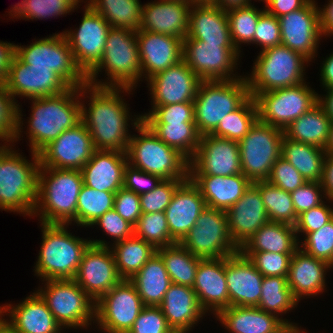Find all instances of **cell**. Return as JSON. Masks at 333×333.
I'll use <instances>...</instances> for the list:
<instances>
[{
	"label": "cell",
	"instance_id": "37",
	"mask_svg": "<svg viewBox=\"0 0 333 333\" xmlns=\"http://www.w3.org/2000/svg\"><path fill=\"white\" fill-rule=\"evenodd\" d=\"M299 248L295 226L268 221L239 249L240 252L294 254Z\"/></svg>",
	"mask_w": 333,
	"mask_h": 333
},
{
	"label": "cell",
	"instance_id": "67",
	"mask_svg": "<svg viewBox=\"0 0 333 333\" xmlns=\"http://www.w3.org/2000/svg\"><path fill=\"white\" fill-rule=\"evenodd\" d=\"M321 184L327 197L326 201L333 202V155H326Z\"/></svg>",
	"mask_w": 333,
	"mask_h": 333
},
{
	"label": "cell",
	"instance_id": "38",
	"mask_svg": "<svg viewBox=\"0 0 333 333\" xmlns=\"http://www.w3.org/2000/svg\"><path fill=\"white\" fill-rule=\"evenodd\" d=\"M91 244L109 246L114 254L119 276L128 280L157 253V249L152 244L135 235L110 245L109 242L100 239H92Z\"/></svg>",
	"mask_w": 333,
	"mask_h": 333
},
{
	"label": "cell",
	"instance_id": "44",
	"mask_svg": "<svg viewBox=\"0 0 333 333\" xmlns=\"http://www.w3.org/2000/svg\"><path fill=\"white\" fill-rule=\"evenodd\" d=\"M261 288L262 292L257 307L276 315L283 322H288L286 318L283 319L280 316L297 308L299 302L294 298L288 286L287 277L264 276Z\"/></svg>",
	"mask_w": 333,
	"mask_h": 333
},
{
	"label": "cell",
	"instance_id": "10",
	"mask_svg": "<svg viewBox=\"0 0 333 333\" xmlns=\"http://www.w3.org/2000/svg\"><path fill=\"white\" fill-rule=\"evenodd\" d=\"M15 56L30 69L52 70L70 87L80 88L87 84V76L77 66L62 32L32 41L27 46L17 44Z\"/></svg>",
	"mask_w": 333,
	"mask_h": 333
},
{
	"label": "cell",
	"instance_id": "60",
	"mask_svg": "<svg viewBox=\"0 0 333 333\" xmlns=\"http://www.w3.org/2000/svg\"><path fill=\"white\" fill-rule=\"evenodd\" d=\"M297 217L327 199L321 182H306L290 192Z\"/></svg>",
	"mask_w": 333,
	"mask_h": 333
},
{
	"label": "cell",
	"instance_id": "70",
	"mask_svg": "<svg viewBox=\"0 0 333 333\" xmlns=\"http://www.w3.org/2000/svg\"><path fill=\"white\" fill-rule=\"evenodd\" d=\"M324 91L325 95L318 94V103L324 108L330 121L333 122V88Z\"/></svg>",
	"mask_w": 333,
	"mask_h": 333
},
{
	"label": "cell",
	"instance_id": "50",
	"mask_svg": "<svg viewBox=\"0 0 333 333\" xmlns=\"http://www.w3.org/2000/svg\"><path fill=\"white\" fill-rule=\"evenodd\" d=\"M17 99L6 90L5 85H0V141L4 145L22 140L23 129L22 110ZM9 142V143H8Z\"/></svg>",
	"mask_w": 333,
	"mask_h": 333
},
{
	"label": "cell",
	"instance_id": "20",
	"mask_svg": "<svg viewBox=\"0 0 333 333\" xmlns=\"http://www.w3.org/2000/svg\"><path fill=\"white\" fill-rule=\"evenodd\" d=\"M238 141L207 134L189 161V176H230L241 174Z\"/></svg>",
	"mask_w": 333,
	"mask_h": 333
},
{
	"label": "cell",
	"instance_id": "27",
	"mask_svg": "<svg viewBox=\"0 0 333 333\" xmlns=\"http://www.w3.org/2000/svg\"><path fill=\"white\" fill-rule=\"evenodd\" d=\"M13 305L0 306V315L9 316L6 321L14 333H63V328L36 291Z\"/></svg>",
	"mask_w": 333,
	"mask_h": 333
},
{
	"label": "cell",
	"instance_id": "41",
	"mask_svg": "<svg viewBox=\"0 0 333 333\" xmlns=\"http://www.w3.org/2000/svg\"><path fill=\"white\" fill-rule=\"evenodd\" d=\"M281 157L292 164L307 182H321L326 159L324 149L292 141L284 136Z\"/></svg>",
	"mask_w": 333,
	"mask_h": 333
},
{
	"label": "cell",
	"instance_id": "23",
	"mask_svg": "<svg viewBox=\"0 0 333 333\" xmlns=\"http://www.w3.org/2000/svg\"><path fill=\"white\" fill-rule=\"evenodd\" d=\"M6 90L14 97L43 98L60 94L70 86L52 70L30 69L16 56L10 64L5 82Z\"/></svg>",
	"mask_w": 333,
	"mask_h": 333
},
{
	"label": "cell",
	"instance_id": "24",
	"mask_svg": "<svg viewBox=\"0 0 333 333\" xmlns=\"http://www.w3.org/2000/svg\"><path fill=\"white\" fill-rule=\"evenodd\" d=\"M225 277L229 293V307L258 306L264 276L240 251L225 257Z\"/></svg>",
	"mask_w": 333,
	"mask_h": 333
},
{
	"label": "cell",
	"instance_id": "19",
	"mask_svg": "<svg viewBox=\"0 0 333 333\" xmlns=\"http://www.w3.org/2000/svg\"><path fill=\"white\" fill-rule=\"evenodd\" d=\"M94 151L91 134L81 122L49 142L38 157L40 167L81 170Z\"/></svg>",
	"mask_w": 333,
	"mask_h": 333
},
{
	"label": "cell",
	"instance_id": "52",
	"mask_svg": "<svg viewBox=\"0 0 333 333\" xmlns=\"http://www.w3.org/2000/svg\"><path fill=\"white\" fill-rule=\"evenodd\" d=\"M141 119L145 124L195 123L194 102L152 106Z\"/></svg>",
	"mask_w": 333,
	"mask_h": 333
},
{
	"label": "cell",
	"instance_id": "31",
	"mask_svg": "<svg viewBox=\"0 0 333 333\" xmlns=\"http://www.w3.org/2000/svg\"><path fill=\"white\" fill-rule=\"evenodd\" d=\"M333 268L327 262L306 254L298 248L291 257L287 276L288 286L294 298L315 297L322 294L326 287L327 272Z\"/></svg>",
	"mask_w": 333,
	"mask_h": 333
},
{
	"label": "cell",
	"instance_id": "9",
	"mask_svg": "<svg viewBox=\"0 0 333 333\" xmlns=\"http://www.w3.org/2000/svg\"><path fill=\"white\" fill-rule=\"evenodd\" d=\"M250 97L247 79L201 81L194 99L195 125L200 136L211 134L227 114Z\"/></svg>",
	"mask_w": 333,
	"mask_h": 333
},
{
	"label": "cell",
	"instance_id": "2",
	"mask_svg": "<svg viewBox=\"0 0 333 333\" xmlns=\"http://www.w3.org/2000/svg\"><path fill=\"white\" fill-rule=\"evenodd\" d=\"M83 186L81 170L39 167L32 217L40 223L77 225V202ZM39 215V216H38Z\"/></svg>",
	"mask_w": 333,
	"mask_h": 333
},
{
	"label": "cell",
	"instance_id": "45",
	"mask_svg": "<svg viewBox=\"0 0 333 333\" xmlns=\"http://www.w3.org/2000/svg\"><path fill=\"white\" fill-rule=\"evenodd\" d=\"M166 145L176 149L189 161L200 142L195 123L146 124Z\"/></svg>",
	"mask_w": 333,
	"mask_h": 333
},
{
	"label": "cell",
	"instance_id": "71",
	"mask_svg": "<svg viewBox=\"0 0 333 333\" xmlns=\"http://www.w3.org/2000/svg\"><path fill=\"white\" fill-rule=\"evenodd\" d=\"M303 330L304 329L301 330V326L300 328L298 327V324L288 321V322H283L278 328H276L271 333H304L305 331Z\"/></svg>",
	"mask_w": 333,
	"mask_h": 333
},
{
	"label": "cell",
	"instance_id": "11",
	"mask_svg": "<svg viewBox=\"0 0 333 333\" xmlns=\"http://www.w3.org/2000/svg\"><path fill=\"white\" fill-rule=\"evenodd\" d=\"M35 290L64 329H84L95 323V302L73 280H44Z\"/></svg>",
	"mask_w": 333,
	"mask_h": 333
},
{
	"label": "cell",
	"instance_id": "72",
	"mask_svg": "<svg viewBox=\"0 0 333 333\" xmlns=\"http://www.w3.org/2000/svg\"><path fill=\"white\" fill-rule=\"evenodd\" d=\"M251 3L249 0H216L214 5L223 8L224 10L247 5Z\"/></svg>",
	"mask_w": 333,
	"mask_h": 333
},
{
	"label": "cell",
	"instance_id": "49",
	"mask_svg": "<svg viewBox=\"0 0 333 333\" xmlns=\"http://www.w3.org/2000/svg\"><path fill=\"white\" fill-rule=\"evenodd\" d=\"M265 8L257 9L254 4L234 7L226 10L229 22V30L234 47L242 52L241 44H254V33L260 15Z\"/></svg>",
	"mask_w": 333,
	"mask_h": 333
},
{
	"label": "cell",
	"instance_id": "65",
	"mask_svg": "<svg viewBox=\"0 0 333 333\" xmlns=\"http://www.w3.org/2000/svg\"><path fill=\"white\" fill-rule=\"evenodd\" d=\"M310 0H266L265 10L279 18L303 8Z\"/></svg>",
	"mask_w": 333,
	"mask_h": 333
},
{
	"label": "cell",
	"instance_id": "5",
	"mask_svg": "<svg viewBox=\"0 0 333 333\" xmlns=\"http://www.w3.org/2000/svg\"><path fill=\"white\" fill-rule=\"evenodd\" d=\"M69 224L41 223L42 243L33 270L44 280L74 279L91 239L75 236Z\"/></svg>",
	"mask_w": 333,
	"mask_h": 333
},
{
	"label": "cell",
	"instance_id": "21",
	"mask_svg": "<svg viewBox=\"0 0 333 333\" xmlns=\"http://www.w3.org/2000/svg\"><path fill=\"white\" fill-rule=\"evenodd\" d=\"M73 280L94 302L116 286L122 278L111 248L90 244Z\"/></svg>",
	"mask_w": 333,
	"mask_h": 333
},
{
	"label": "cell",
	"instance_id": "36",
	"mask_svg": "<svg viewBox=\"0 0 333 333\" xmlns=\"http://www.w3.org/2000/svg\"><path fill=\"white\" fill-rule=\"evenodd\" d=\"M215 318L229 333H271L283 323L276 315L258 307L230 306Z\"/></svg>",
	"mask_w": 333,
	"mask_h": 333
},
{
	"label": "cell",
	"instance_id": "29",
	"mask_svg": "<svg viewBox=\"0 0 333 333\" xmlns=\"http://www.w3.org/2000/svg\"><path fill=\"white\" fill-rule=\"evenodd\" d=\"M202 309L215 316L229 307V293L225 277V258L202 259L196 270L192 287Z\"/></svg>",
	"mask_w": 333,
	"mask_h": 333
},
{
	"label": "cell",
	"instance_id": "12",
	"mask_svg": "<svg viewBox=\"0 0 333 333\" xmlns=\"http://www.w3.org/2000/svg\"><path fill=\"white\" fill-rule=\"evenodd\" d=\"M284 130L257 119L248 134L238 141L242 173L253 183L269 178L281 156Z\"/></svg>",
	"mask_w": 333,
	"mask_h": 333
},
{
	"label": "cell",
	"instance_id": "25",
	"mask_svg": "<svg viewBox=\"0 0 333 333\" xmlns=\"http://www.w3.org/2000/svg\"><path fill=\"white\" fill-rule=\"evenodd\" d=\"M136 39L142 80L145 78L147 81L183 59V40L178 37L140 29L136 32Z\"/></svg>",
	"mask_w": 333,
	"mask_h": 333
},
{
	"label": "cell",
	"instance_id": "47",
	"mask_svg": "<svg viewBox=\"0 0 333 333\" xmlns=\"http://www.w3.org/2000/svg\"><path fill=\"white\" fill-rule=\"evenodd\" d=\"M116 192L96 190L83 184L77 202V226L90 227L114 208Z\"/></svg>",
	"mask_w": 333,
	"mask_h": 333
},
{
	"label": "cell",
	"instance_id": "46",
	"mask_svg": "<svg viewBox=\"0 0 333 333\" xmlns=\"http://www.w3.org/2000/svg\"><path fill=\"white\" fill-rule=\"evenodd\" d=\"M260 191L269 221L295 226L298 220L290 192L270 184L267 180L253 182Z\"/></svg>",
	"mask_w": 333,
	"mask_h": 333
},
{
	"label": "cell",
	"instance_id": "4",
	"mask_svg": "<svg viewBox=\"0 0 333 333\" xmlns=\"http://www.w3.org/2000/svg\"><path fill=\"white\" fill-rule=\"evenodd\" d=\"M11 145L0 148V209L31 217L37 198L38 153L31 152L28 160Z\"/></svg>",
	"mask_w": 333,
	"mask_h": 333
},
{
	"label": "cell",
	"instance_id": "53",
	"mask_svg": "<svg viewBox=\"0 0 333 333\" xmlns=\"http://www.w3.org/2000/svg\"><path fill=\"white\" fill-rule=\"evenodd\" d=\"M303 239L299 240L300 249L333 267V219L319 230L308 233Z\"/></svg>",
	"mask_w": 333,
	"mask_h": 333
},
{
	"label": "cell",
	"instance_id": "48",
	"mask_svg": "<svg viewBox=\"0 0 333 333\" xmlns=\"http://www.w3.org/2000/svg\"><path fill=\"white\" fill-rule=\"evenodd\" d=\"M258 119V111L254 97L250 96L238 109L227 114L217 128L211 133L213 136L239 141L249 132Z\"/></svg>",
	"mask_w": 333,
	"mask_h": 333
},
{
	"label": "cell",
	"instance_id": "58",
	"mask_svg": "<svg viewBox=\"0 0 333 333\" xmlns=\"http://www.w3.org/2000/svg\"><path fill=\"white\" fill-rule=\"evenodd\" d=\"M128 333H172L159 306H145Z\"/></svg>",
	"mask_w": 333,
	"mask_h": 333
},
{
	"label": "cell",
	"instance_id": "32",
	"mask_svg": "<svg viewBox=\"0 0 333 333\" xmlns=\"http://www.w3.org/2000/svg\"><path fill=\"white\" fill-rule=\"evenodd\" d=\"M126 152L95 150L82 167L83 184L96 190L116 192L123 188Z\"/></svg>",
	"mask_w": 333,
	"mask_h": 333
},
{
	"label": "cell",
	"instance_id": "8",
	"mask_svg": "<svg viewBox=\"0 0 333 333\" xmlns=\"http://www.w3.org/2000/svg\"><path fill=\"white\" fill-rule=\"evenodd\" d=\"M309 61L284 45H277L258 53L252 71L245 75L250 96L305 82V68Z\"/></svg>",
	"mask_w": 333,
	"mask_h": 333
},
{
	"label": "cell",
	"instance_id": "69",
	"mask_svg": "<svg viewBox=\"0 0 333 333\" xmlns=\"http://www.w3.org/2000/svg\"><path fill=\"white\" fill-rule=\"evenodd\" d=\"M321 64L320 83H322V87L325 88V90L331 89L333 88V52L329 54Z\"/></svg>",
	"mask_w": 333,
	"mask_h": 333
},
{
	"label": "cell",
	"instance_id": "1",
	"mask_svg": "<svg viewBox=\"0 0 333 333\" xmlns=\"http://www.w3.org/2000/svg\"><path fill=\"white\" fill-rule=\"evenodd\" d=\"M132 90L129 87H97L90 84L80 87V98L90 99L88 108L81 100V122L91 134L95 150L126 152L132 135L129 134V122L132 121L131 125L135 127L142 120L141 115L133 117L129 114L125 98L122 99L121 93L131 94Z\"/></svg>",
	"mask_w": 333,
	"mask_h": 333
},
{
	"label": "cell",
	"instance_id": "17",
	"mask_svg": "<svg viewBox=\"0 0 333 333\" xmlns=\"http://www.w3.org/2000/svg\"><path fill=\"white\" fill-rule=\"evenodd\" d=\"M108 22L85 4L79 28L65 30V36L77 66L87 75L100 61L110 30Z\"/></svg>",
	"mask_w": 333,
	"mask_h": 333
},
{
	"label": "cell",
	"instance_id": "62",
	"mask_svg": "<svg viewBox=\"0 0 333 333\" xmlns=\"http://www.w3.org/2000/svg\"><path fill=\"white\" fill-rule=\"evenodd\" d=\"M99 226L109 235L114 243L125 240L134 235V226L123 219L114 209L99 217L90 227Z\"/></svg>",
	"mask_w": 333,
	"mask_h": 333
},
{
	"label": "cell",
	"instance_id": "68",
	"mask_svg": "<svg viewBox=\"0 0 333 333\" xmlns=\"http://www.w3.org/2000/svg\"><path fill=\"white\" fill-rule=\"evenodd\" d=\"M320 25L323 36L333 35V0H328V3L323 7H319Z\"/></svg>",
	"mask_w": 333,
	"mask_h": 333
},
{
	"label": "cell",
	"instance_id": "35",
	"mask_svg": "<svg viewBox=\"0 0 333 333\" xmlns=\"http://www.w3.org/2000/svg\"><path fill=\"white\" fill-rule=\"evenodd\" d=\"M198 187L207 207L226 211L252 183L243 173L230 176H189Z\"/></svg>",
	"mask_w": 333,
	"mask_h": 333
},
{
	"label": "cell",
	"instance_id": "14",
	"mask_svg": "<svg viewBox=\"0 0 333 333\" xmlns=\"http://www.w3.org/2000/svg\"><path fill=\"white\" fill-rule=\"evenodd\" d=\"M180 244L203 259L225 258L239 251L230 236L226 212L209 207L199 215Z\"/></svg>",
	"mask_w": 333,
	"mask_h": 333
},
{
	"label": "cell",
	"instance_id": "33",
	"mask_svg": "<svg viewBox=\"0 0 333 333\" xmlns=\"http://www.w3.org/2000/svg\"><path fill=\"white\" fill-rule=\"evenodd\" d=\"M185 39H197L206 44L234 45L226 10L214 4L191 5Z\"/></svg>",
	"mask_w": 333,
	"mask_h": 333
},
{
	"label": "cell",
	"instance_id": "13",
	"mask_svg": "<svg viewBox=\"0 0 333 333\" xmlns=\"http://www.w3.org/2000/svg\"><path fill=\"white\" fill-rule=\"evenodd\" d=\"M306 83L258 93L254 97L258 119L285 130L318 103V93Z\"/></svg>",
	"mask_w": 333,
	"mask_h": 333
},
{
	"label": "cell",
	"instance_id": "74",
	"mask_svg": "<svg viewBox=\"0 0 333 333\" xmlns=\"http://www.w3.org/2000/svg\"><path fill=\"white\" fill-rule=\"evenodd\" d=\"M324 151L326 152V155H333V122L330 126L328 140L324 147Z\"/></svg>",
	"mask_w": 333,
	"mask_h": 333
},
{
	"label": "cell",
	"instance_id": "54",
	"mask_svg": "<svg viewBox=\"0 0 333 333\" xmlns=\"http://www.w3.org/2000/svg\"><path fill=\"white\" fill-rule=\"evenodd\" d=\"M263 276L287 277L293 254L241 252Z\"/></svg>",
	"mask_w": 333,
	"mask_h": 333
},
{
	"label": "cell",
	"instance_id": "16",
	"mask_svg": "<svg viewBox=\"0 0 333 333\" xmlns=\"http://www.w3.org/2000/svg\"><path fill=\"white\" fill-rule=\"evenodd\" d=\"M234 45L206 44L197 39L183 40V60L202 81L234 80L239 56Z\"/></svg>",
	"mask_w": 333,
	"mask_h": 333
},
{
	"label": "cell",
	"instance_id": "34",
	"mask_svg": "<svg viewBox=\"0 0 333 333\" xmlns=\"http://www.w3.org/2000/svg\"><path fill=\"white\" fill-rule=\"evenodd\" d=\"M159 307L172 330L192 329L207 315L192 287L174 283L168 288Z\"/></svg>",
	"mask_w": 333,
	"mask_h": 333
},
{
	"label": "cell",
	"instance_id": "18",
	"mask_svg": "<svg viewBox=\"0 0 333 333\" xmlns=\"http://www.w3.org/2000/svg\"><path fill=\"white\" fill-rule=\"evenodd\" d=\"M318 3L310 0L303 8L279 17L281 44L301 54L309 62L317 56L323 37Z\"/></svg>",
	"mask_w": 333,
	"mask_h": 333
},
{
	"label": "cell",
	"instance_id": "7",
	"mask_svg": "<svg viewBox=\"0 0 333 333\" xmlns=\"http://www.w3.org/2000/svg\"><path fill=\"white\" fill-rule=\"evenodd\" d=\"M134 128L139 135H131L128 142L130 165L162 180L189 178V160L184 155L166 145L142 120Z\"/></svg>",
	"mask_w": 333,
	"mask_h": 333
},
{
	"label": "cell",
	"instance_id": "80",
	"mask_svg": "<svg viewBox=\"0 0 333 333\" xmlns=\"http://www.w3.org/2000/svg\"><path fill=\"white\" fill-rule=\"evenodd\" d=\"M249 1L252 2L251 0H249ZM258 1H260V2L263 1L264 3L266 2V0H258Z\"/></svg>",
	"mask_w": 333,
	"mask_h": 333
},
{
	"label": "cell",
	"instance_id": "26",
	"mask_svg": "<svg viewBox=\"0 0 333 333\" xmlns=\"http://www.w3.org/2000/svg\"><path fill=\"white\" fill-rule=\"evenodd\" d=\"M225 212L230 236L239 249L269 221L260 191L254 183Z\"/></svg>",
	"mask_w": 333,
	"mask_h": 333
},
{
	"label": "cell",
	"instance_id": "59",
	"mask_svg": "<svg viewBox=\"0 0 333 333\" xmlns=\"http://www.w3.org/2000/svg\"><path fill=\"white\" fill-rule=\"evenodd\" d=\"M324 201L316 207L303 212L298 216L297 223L295 225L296 236L299 242L300 233L303 236L310 232L319 230L325 224L333 219V207L326 205Z\"/></svg>",
	"mask_w": 333,
	"mask_h": 333
},
{
	"label": "cell",
	"instance_id": "63",
	"mask_svg": "<svg viewBox=\"0 0 333 333\" xmlns=\"http://www.w3.org/2000/svg\"><path fill=\"white\" fill-rule=\"evenodd\" d=\"M161 181L160 177L137 169L129 163L125 166L123 188L138 195L152 191Z\"/></svg>",
	"mask_w": 333,
	"mask_h": 333
},
{
	"label": "cell",
	"instance_id": "3",
	"mask_svg": "<svg viewBox=\"0 0 333 333\" xmlns=\"http://www.w3.org/2000/svg\"><path fill=\"white\" fill-rule=\"evenodd\" d=\"M29 100L32 114L25 123L30 152L38 153L65 130L81 123L80 88L70 87L54 96Z\"/></svg>",
	"mask_w": 333,
	"mask_h": 333
},
{
	"label": "cell",
	"instance_id": "73",
	"mask_svg": "<svg viewBox=\"0 0 333 333\" xmlns=\"http://www.w3.org/2000/svg\"><path fill=\"white\" fill-rule=\"evenodd\" d=\"M24 10H25V1H21L16 3V5H13L12 8H10L9 17L16 19H23L24 20Z\"/></svg>",
	"mask_w": 333,
	"mask_h": 333
},
{
	"label": "cell",
	"instance_id": "15",
	"mask_svg": "<svg viewBox=\"0 0 333 333\" xmlns=\"http://www.w3.org/2000/svg\"><path fill=\"white\" fill-rule=\"evenodd\" d=\"M144 307L135 285L122 279L95 302V323L104 333H128Z\"/></svg>",
	"mask_w": 333,
	"mask_h": 333
},
{
	"label": "cell",
	"instance_id": "30",
	"mask_svg": "<svg viewBox=\"0 0 333 333\" xmlns=\"http://www.w3.org/2000/svg\"><path fill=\"white\" fill-rule=\"evenodd\" d=\"M190 7L191 4L186 1H150L142 6L140 29L184 40L188 32Z\"/></svg>",
	"mask_w": 333,
	"mask_h": 333
},
{
	"label": "cell",
	"instance_id": "55",
	"mask_svg": "<svg viewBox=\"0 0 333 333\" xmlns=\"http://www.w3.org/2000/svg\"><path fill=\"white\" fill-rule=\"evenodd\" d=\"M185 180H162L152 191L139 195L142 213L165 212L177 187Z\"/></svg>",
	"mask_w": 333,
	"mask_h": 333
},
{
	"label": "cell",
	"instance_id": "76",
	"mask_svg": "<svg viewBox=\"0 0 333 333\" xmlns=\"http://www.w3.org/2000/svg\"><path fill=\"white\" fill-rule=\"evenodd\" d=\"M191 5L215 4L216 0H189Z\"/></svg>",
	"mask_w": 333,
	"mask_h": 333
},
{
	"label": "cell",
	"instance_id": "66",
	"mask_svg": "<svg viewBox=\"0 0 333 333\" xmlns=\"http://www.w3.org/2000/svg\"><path fill=\"white\" fill-rule=\"evenodd\" d=\"M15 46L16 44L0 40V85L6 82L10 64L15 56Z\"/></svg>",
	"mask_w": 333,
	"mask_h": 333
},
{
	"label": "cell",
	"instance_id": "77",
	"mask_svg": "<svg viewBox=\"0 0 333 333\" xmlns=\"http://www.w3.org/2000/svg\"><path fill=\"white\" fill-rule=\"evenodd\" d=\"M76 9L79 7L78 5H79V3H81V2H85V3H87V5H88V0H86V1H84V0H68Z\"/></svg>",
	"mask_w": 333,
	"mask_h": 333
},
{
	"label": "cell",
	"instance_id": "61",
	"mask_svg": "<svg viewBox=\"0 0 333 333\" xmlns=\"http://www.w3.org/2000/svg\"><path fill=\"white\" fill-rule=\"evenodd\" d=\"M254 44L261 47V51L281 45V31L279 19L266 10L260 15L254 33Z\"/></svg>",
	"mask_w": 333,
	"mask_h": 333
},
{
	"label": "cell",
	"instance_id": "64",
	"mask_svg": "<svg viewBox=\"0 0 333 333\" xmlns=\"http://www.w3.org/2000/svg\"><path fill=\"white\" fill-rule=\"evenodd\" d=\"M113 209L123 219L135 226L142 214L140 197L134 191L121 188L115 193Z\"/></svg>",
	"mask_w": 333,
	"mask_h": 333
},
{
	"label": "cell",
	"instance_id": "28",
	"mask_svg": "<svg viewBox=\"0 0 333 333\" xmlns=\"http://www.w3.org/2000/svg\"><path fill=\"white\" fill-rule=\"evenodd\" d=\"M206 208V202L198 187L190 178L183 181L165 209L171 237L180 243L195 226L197 218Z\"/></svg>",
	"mask_w": 333,
	"mask_h": 333
},
{
	"label": "cell",
	"instance_id": "57",
	"mask_svg": "<svg viewBox=\"0 0 333 333\" xmlns=\"http://www.w3.org/2000/svg\"><path fill=\"white\" fill-rule=\"evenodd\" d=\"M267 181L286 192L295 191L298 187H301L307 182L294 166L281 156L272 166Z\"/></svg>",
	"mask_w": 333,
	"mask_h": 333
},
{
	"label": "cell",
	"instance_id": "78",
	"mask_svg": "<svg viewBox=\"0 0 333 333\" xmlns=\"http://www.w3.org/2000/svg\"><path fill=\"white\" fill-rule=\"evenodd\" d=\"M191 330L193 331V329H174L172 333H190Z\"/></svg>",
	"mask_w": 333,
	"mask_h": 333
},
{
	"label": "cell",
	"instance_id": "56",
	"mask_svg": "<svg viewBox=\"0 0 333 333\" xmlns=\"http://www.w3.org/2000/svg\"><path fill=\"white\" fill-rule=\"evenodd\" d=\"M24 20H43L60 17L73 12L76 8L68 0H24Z\"/></svg>",
	"mask_w": 333,
	"mask_h": 333
},
{
	"label": "cell",
	"instance_id": "22",
	"mask_svg": "<svg viewBox=\"0 0 333 333\" xmlns=\"http://www.w3.org/2000/svg\"><path fill=\"white\" fill-rule=\"evenodd\" d=\"M201 79L182 59L147 80L152 106L193 102Z\"/></svg>",
	"mask_w": 333,
	"mask_h": 333
},
{
	"label": "cell",
	"instance_id": "39",
	"mask_svg": "<svg viewBox=\"0 0 333 333\" xmlns=\"http://www.w3.org/2000/svg\"><path fill=\"white\" fill-rule=\"evenodd\" d=\"M145 306H159L172 281L161 256L156 253L130 279Z\"/></svg>",
	"mask_w": 333,
	"mask_h": 333
},
{
	"label": "cell",
	"instance_id": "75",
	"mask_svg": "<svg viewBox=\"0 0 333 333\" xmlns=\"http://www.w3.org/2000/svg\"><path fill=\"white\" fill-rule=\"evenodd\" d=\"M0 333H14L10 324L0 315Z\"/></svg>",
	"mask_w": 333,
	"mask_h": 333
},
{
	"label": "cell",
	"instance_id": "43",
	"mask_svg": "<svg viewBox=\"0 0 333 333\" xmlns=\"http://www.w3.org/2000/svg\"><path fill=\"white\" fill-rule=\"evenodd\" d=\"M157 253L163 259L172 283L193 287L197 267L203 258L194 256L180 243L157 248Z\"/></svg>",
	"mask_w": 333,
	"mask_h": 333
},
{
	"label": "cell",
	"instance_id": "42",
	"mask_svg": "<svg viewBox=\"0 0 333 333\" xmlns=\"http://www.w3.org/2000/svg\"><path fill=\"white\" fill-rule=\"evenodd\" d=\"M142 3L139 0H88V5L99 13L110 27L140 30Z\"/></svg>",
	"mask_w": 333,
	"mask_h": 333
},
{
	"label": "cell",
	"instance_id": "6",
	"mask_svg": "<svg viewBox=\"0 0 333 333\" xmlns=\"http://www.w3.org/2000/svg\"><path fill=\"white\" fill-rule=\"evenodd\" d=\"M102 70L107 73L106 81L96 79ZM86 76L87 84L97 87L136 88L142 81L136 32L111 27L99 63Z\"/></svg>",
	"mask_w": 333,
	"mask_h": 333
},
{
	"label": "cell",
	"instance_id": "79",
	"mask_svg": "<svg viewBox=\"0 0 333 333\" xmlns=\"http://www.w3.org/2000/svg\"><path fill=\"white\" fill-rule=\"evenodd\" d=\"M171 1H186V2H189V0H171Z\"/></svg>",
	"mask_w": 333,
	"mask_h": 333
},
{
	"label": "cell",
	"instance_id": "51",
	"mask_svg": "<svg viewBox=\"0 0 333 333\" xmlns=\"http://www.w3.org/2000/svg\"><path fill=\"white\" fill-rule=\"evenodd\" d=\"M134 235L156 249L177 243L170 235L165 212L142 213L134 226Z\"/></svg>",
	"mask_w": 333,
	"mask_h": 333
},
{
	"label": "cell",
	"instance_id": "40",
	"mask_svg": "<svg viewBox=\"0 0 333 333\" xmlns=\"http://www.w3.org/2000/svg\"><path fill=\"white\" fill-rule=\"evenodd\" d=\"M331 123L324 108L317 103L309 111L293 121L284 130V136L292 141L324 149Z\"/></svg>",
	"mask_w": 333,
	"mask_h": 333
}]
</instances>
